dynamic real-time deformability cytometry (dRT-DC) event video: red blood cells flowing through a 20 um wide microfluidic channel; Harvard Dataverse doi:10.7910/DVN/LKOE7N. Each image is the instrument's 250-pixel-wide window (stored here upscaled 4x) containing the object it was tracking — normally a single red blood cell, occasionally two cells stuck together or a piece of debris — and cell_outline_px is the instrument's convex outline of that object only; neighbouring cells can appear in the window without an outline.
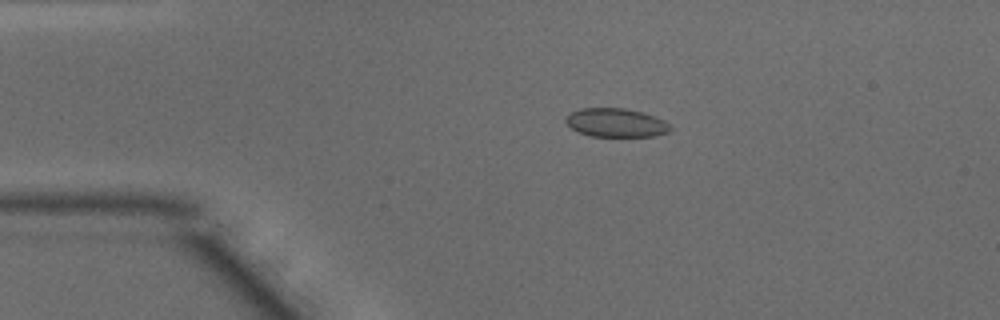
{"species": "common noctule bat (a hibernating species)", "species_latin": "Nyctalus noctula", "temperature_condition": "warm", "stored_images_in_passage": 6, "camera_frame_rate_fps": 3000, "um_per_image_px": 0.085, "animal": {"sex": "male", "body_mass_g": 15.6}, "frame": {"image": 1, "passage_image": 2, "time_ms": 0.333, "image_size_px": [1000, 320], "cell_outline_px": [[672, 128], [668, 132], [656, 136], [592, 136], [576, 132], [564, 120], [572, 112], [580, 108], [624, 108], [640, 112], [664, 120]], "centroid_in_image_um": [52.34, 10.44], "position_along_channel_um": 32.7, "area_um2": 17.28}}